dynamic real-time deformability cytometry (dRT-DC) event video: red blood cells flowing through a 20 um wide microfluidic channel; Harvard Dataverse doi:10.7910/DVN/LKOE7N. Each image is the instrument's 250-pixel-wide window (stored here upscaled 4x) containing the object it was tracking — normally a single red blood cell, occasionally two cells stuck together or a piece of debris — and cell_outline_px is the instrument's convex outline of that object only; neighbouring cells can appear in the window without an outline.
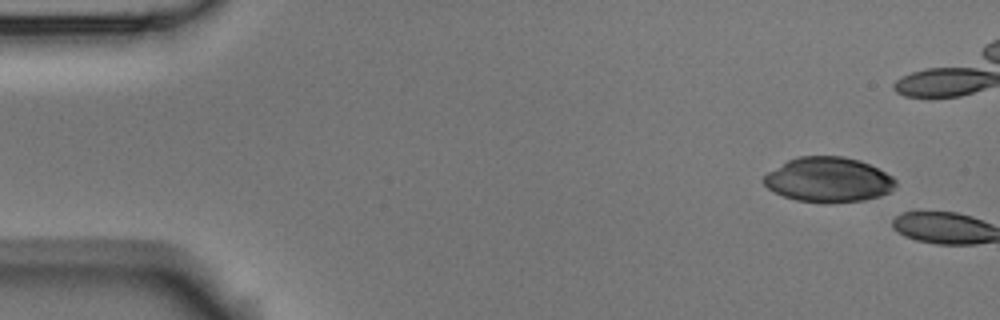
{"species": "Egyptian fruit bat (a non-hibernating species)", "species_latin": "Rousettus aegyptiacus", "temperature_condition": "room temperature", "stored_images_in_passage": 2, "camera_frame_rate_fps": 3000, "um_per_image_px": 0.085, "animal": {"sex": "male"}, "frame": {"image": 1, "passage_image": 1, "time_ms": 0.0, "image_size_px": [1000, 320], "cell_outline_px": [[896, 188], [892, 192], [880, 196], [864, 200], [796, 200], [784, 196], [768, 188], [760, 180], [768, 172], [788, 160], [800, 156], [844, 156], [860, 160], [892, 176], [896, 180]], "centroid_in_image_um": [70.43, 15.24], "position_along_channel_um": 14.6, "area_um2": 33.76}}